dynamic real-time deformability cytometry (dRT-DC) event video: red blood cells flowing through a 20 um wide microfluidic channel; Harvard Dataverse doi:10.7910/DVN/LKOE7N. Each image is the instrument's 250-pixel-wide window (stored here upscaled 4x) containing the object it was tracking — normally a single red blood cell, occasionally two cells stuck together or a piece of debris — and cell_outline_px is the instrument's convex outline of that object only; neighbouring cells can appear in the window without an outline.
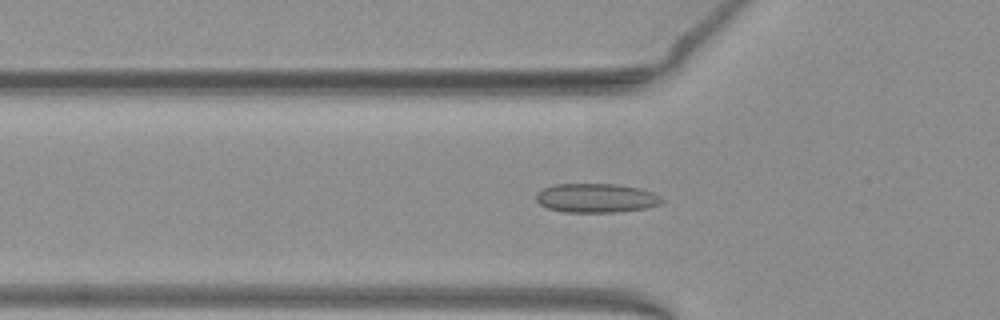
{"species": "common noctule bat (a hibernating species)", "species_latin": "Nyctalus noctula", "temperature_condition": "warm", "stored_images_in_passage": 51, "camera_frame_rate_fps": 3000, "um_per_image_px": 0.085, "animal": {"sex": "female", "body_mass_g": 19.3, "forearm_length_mm": 54.1}, "frame": {"image": 1, "passage_image": 17, "time_ms": 5.333, "image_size_px": [1000, 320], "cell_outline_px": [[664, 200], [660, 204], [644, 208], [616, 212], [564, 212], [548, 208], [540, 204], [536, 200], [536, 192], [552, 184], [616, 184], [640, 188], [652, 192], [660, 196]], "centroid_in_image_um": [50.66, 16.82], "position_along_channel_um": 75.1, "area_um2": 21.33}}
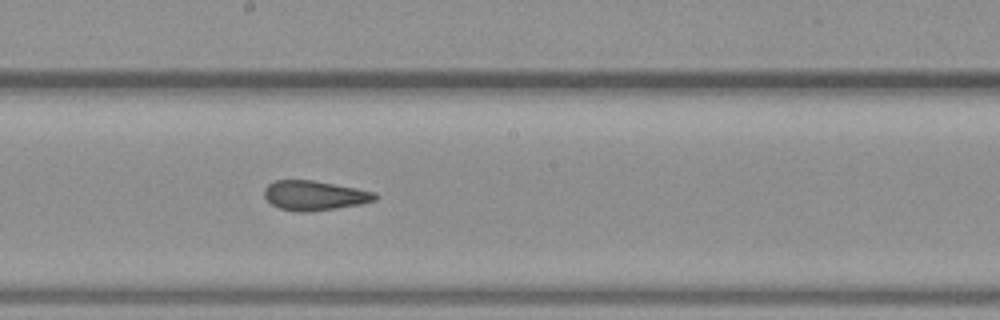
{"frame": {"image": 2, "passage_image": 28, "time_ms": 9.0, "image_size_px": [1000, 320], "cell_outline_px": [[380, 196], [376, 200], [360, 204], [336, 208], [308, 212], [300, 212], [280, 208], [272, 204], [264, 196], [264, 188], [268, 184], [276, 180], [312, 180], [356, 188], [376, 192]], "centroid_in_image_um": [26.75, 16.61], "position_along_channel_um": 221.4, "area_um2": 19.07}}
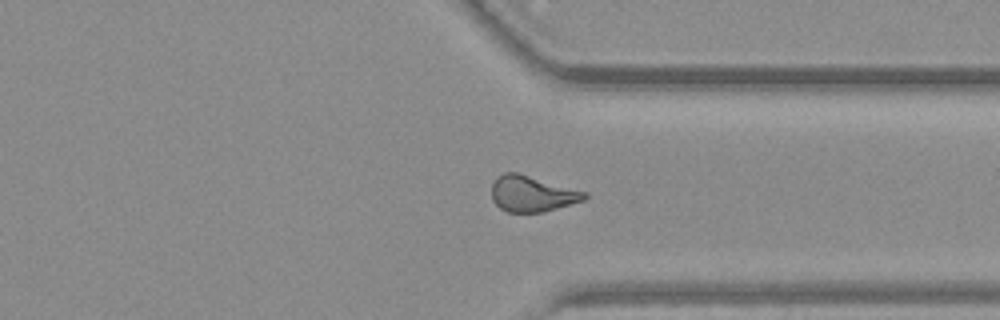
{"frame": {"image": 3, "passage_image": 39, "time_ms": 12.667, "image_size_px": [1000, 320], "cell_outline_px": [[588, 196], [584, 200], [544, 212], [508, 212], [500, 208], [492, 200], [492, 184], [496, 176], [504, 172], [520, 172], [588, 192]], "centroid_in_image_um": [45.23, 16.44], "position_along_channel_um": 366.2, "area_um2": 19.77}, "authors_computed_cell_mechanics": {"area_um2": 19.7676, "velocity_mm_per_s": 3.9661, "shape_relaxation_time_tau1_ms": null, "shape_relaxation_time_tau2_ms": 2.0584, "deformation_change_tau1": null, "deformation_change_tau2": 0.0891}}